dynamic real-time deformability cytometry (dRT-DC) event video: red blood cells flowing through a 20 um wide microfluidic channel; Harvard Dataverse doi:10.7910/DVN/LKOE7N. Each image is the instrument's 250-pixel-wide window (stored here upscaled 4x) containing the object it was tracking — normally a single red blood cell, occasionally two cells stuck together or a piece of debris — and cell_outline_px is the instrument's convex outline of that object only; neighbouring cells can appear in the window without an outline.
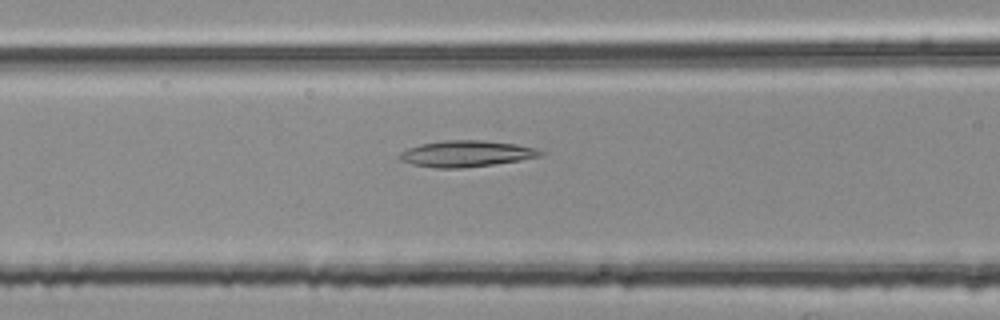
{"species": "common noctule bat (a hibernating species)", "species_latin": "Nyctalus noctula", "temperature_condition": "room temperature", "stored_images_in_passage": 40, "camera_frame_rate_fps": 3000, "um_per_image_px": 0.085, "animal": {"sex": "female", "body_mass_g": 25.1}, "frame": {"image": 1, "passage_image": 8, "time_ms": 2.333, "image_size_px": [1000, 320], "cell_outline_px": [[544, 156], [520, 160], [492, 164], [460, 168], [436, 168], [412, 164], [400, 160], [396, 156], [400, 152], [408, 148], [420, 144], [444, 140], [480, 140], [516, 144], [532, 148], [544, 152]], "centroid_in_image_um": [39.59, 13.06], "position_along_channel_um": 127.0, "area_um2": 21.44}}
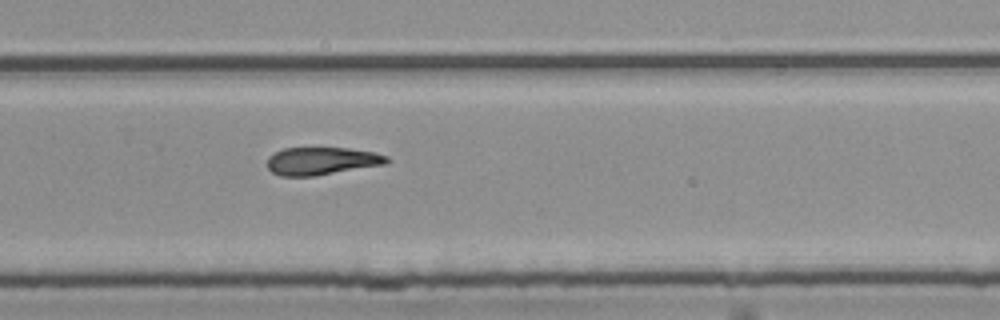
{"frame": {"image": 2, "passage_image": 22, "time_ms": 7.0, "image_size_px": [1000, 320], "cell_outline_px": [[392, 160], [388, 164], [316, 176], [280, 176], [272, 172], [268, 168], [268, 156], [284, 148], [348, 148], [376, 152], [388, 156]], "centroid_in_image_um": [27.41, 13.69], "position_along_channel_um": 302.4, "area_um2": 19.59}}
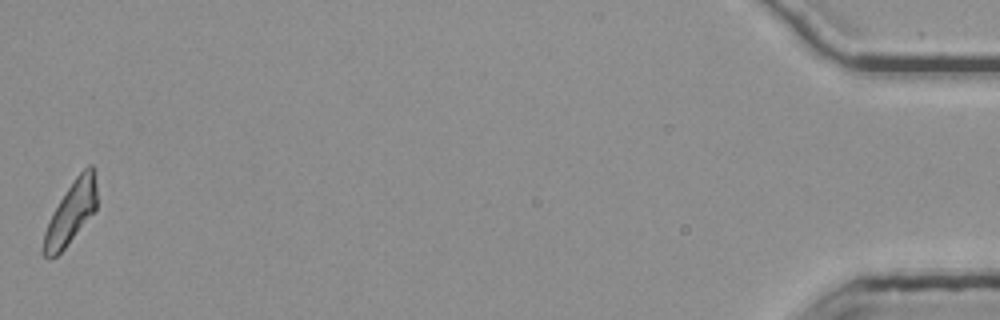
{"frame": {"image": 3, "passage_image": 40, "time_ms": 13.0, "image_size_px": [1000, 320], "cell_outline_px": [[96, 212], [64, 248], [56, 256], [48, 260], [44, 256], [40, 248], [44, 232], [48, 220], [52, 212], [76, 176], [88, 164], [92, 164], [96, 184]], "centroid_in_image_um": [6.0, 18.14], "position_along_channel_um": 429.2, "area_um2": 19.54}, "authors_computed_cell_mechanics": {"area_um2": 19.9988, "velocity_mm_per_s": 3.7751, "shape_relaxation_time_tau1_ms": null, "shape_relaxation_time_tau2_ms": 8.7311, "deformation_change_tau1": null, "deformation_change_tau2": 0.196}}